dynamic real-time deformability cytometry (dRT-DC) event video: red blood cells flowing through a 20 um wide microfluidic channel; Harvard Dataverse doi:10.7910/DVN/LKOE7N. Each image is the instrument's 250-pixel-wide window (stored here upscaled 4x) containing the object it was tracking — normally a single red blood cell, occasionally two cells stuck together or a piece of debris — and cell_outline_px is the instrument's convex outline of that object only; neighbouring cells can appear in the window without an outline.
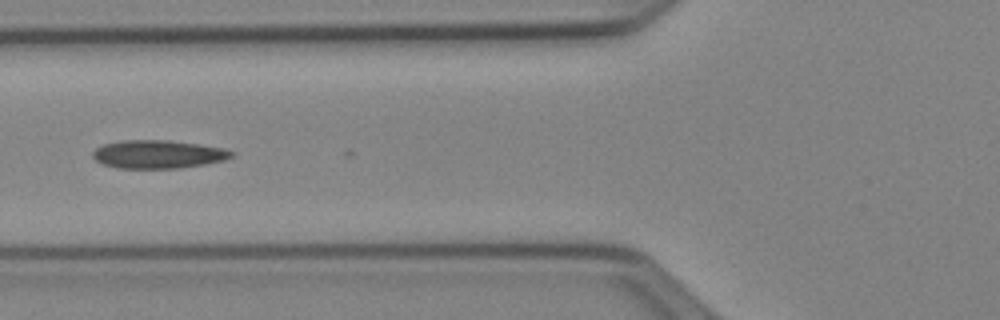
{"species": "Egyptian fruit bat (a non-hibernating species)", "species_latin": "Rousettus aegyptiacus", "temperature_condition": "cold", "stored_images_in_passage": 20, "camera_frame_rate_fps": 3000, "um_per_image_px": 0.085, "animal": {"sex": "female"}, "frame": {"image": 1, "passage_image": 2, "time_ms": 0.333, "image_size_px": [1000, 320], "cell_outline_px": [[236, 152], [232, 156], [224, 160], [208, 164], [180, 168], [116, 168], [100, 164], [92, 156], [92, 152], [96, 148], [104, 144], [124, 140], [168, 140], [224, 148]], "centroid_in_image_um": [13.43, 13.12], "position_along_channel_um": 112.4, "area_um2": 22.95}}
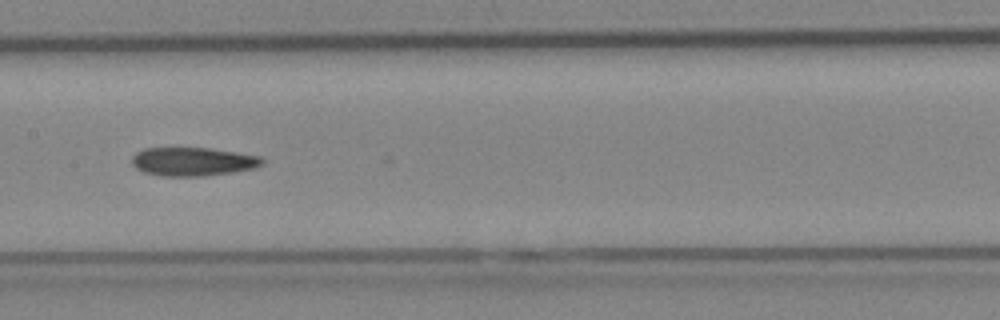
{"frame": {"image": 2, "passage_image": 8, "time_ms": 2.333, "image_size_px": [1000, 320], "cell_outline_px": [[264, 164], [256, 168], [232, 172], [204, 176], [160, 176], [144, 172], [136, 168], [132, 164], [132, 156], [136, 152], [144, 148], [208, 148], [260, 156], [264, 160]], "centroid_in_image_um": [16.39, 13.74], "position_along_channel_um": 191.0, "area_um2": 21.73}}
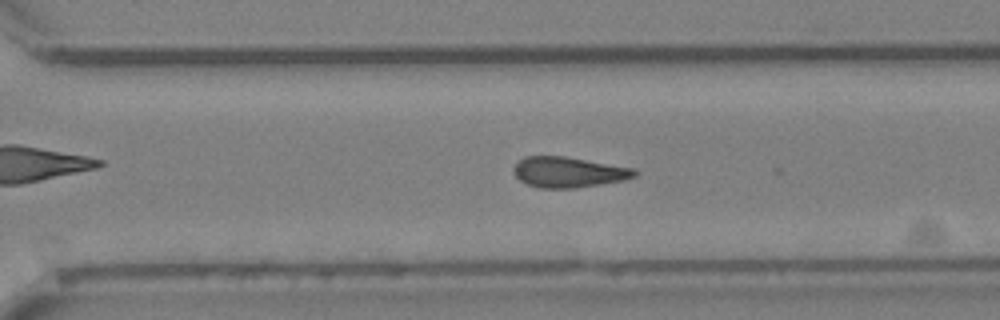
{"frame": {"image": 3, "passage_image": 18, "time_ms": 5.667, "image_size_px": [1000, 320], "cell_outline_px": [[640, 172], [636, 176], [624, 180], [576, 188], [540, 188], [528, 184], [520, 180], [516, 176], [512, 168], [524, 156], [564, 156], [636, 168]], "centroid_in_image_um": [48.36, 14.63], "position_along_channel_um": 322.2, "area_um2": 21.62}}